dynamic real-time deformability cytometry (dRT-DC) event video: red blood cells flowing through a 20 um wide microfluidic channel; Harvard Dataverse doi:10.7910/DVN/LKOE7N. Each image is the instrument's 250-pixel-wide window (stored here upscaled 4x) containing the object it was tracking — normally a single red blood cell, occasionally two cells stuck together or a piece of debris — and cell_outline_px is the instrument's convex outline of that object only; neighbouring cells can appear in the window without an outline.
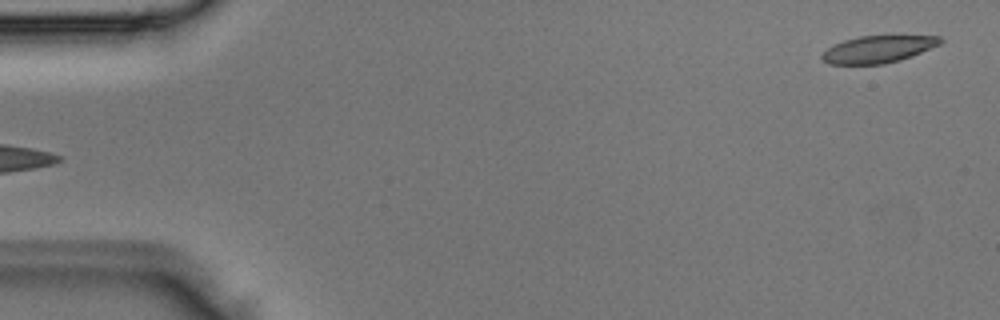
{"species": "Egyptian fruit bat (a non-hibernating species)", "species_latin": "Rousettus aegyptiacus", "temperature_condition": "room temperature", "stored_images_in_passage": 3, "segment_of_instrument_passage": [2, 2], "camera_frame_rate_fps": 3000, "um_per_image_px": 0.085, "animal": {"sex": "male"}, "frame": {"image": 1, "passage_image": 3, "time_ms": 0.667, "image_size_px": [1000, 320], "cell_outline_px": [[944, 40], [940, 44], [912, 56], [900, 60], [884, 64], [828, 64], [820, 56], [828, 48], [844, 40], [860, 36], [892, 32], [940, 36]], "centroid_in_image_um": [74.75, 4.11], "position_along_channel_um": 10.3, "area_um2": 19.65}}